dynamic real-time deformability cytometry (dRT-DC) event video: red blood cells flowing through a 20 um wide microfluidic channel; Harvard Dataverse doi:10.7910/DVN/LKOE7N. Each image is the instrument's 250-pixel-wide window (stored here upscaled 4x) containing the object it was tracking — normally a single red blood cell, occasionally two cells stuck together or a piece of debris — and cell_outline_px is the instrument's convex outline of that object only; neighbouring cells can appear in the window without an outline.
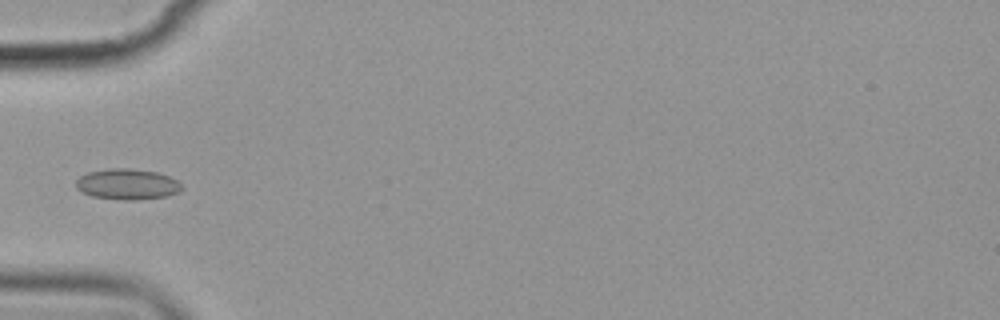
{"species": "common noctule bat (a hibernating species)", "species_latin": "Nyctalus noctula", "temperature_condition": "cold", "stored_images_in_passage": 13, "camera_frame_rate_fps": 3000, "um_per_image_px": 0.085, "animal": {"sex": "female", "body_mass_g": 19.9}, "frame": {"image": 1, "passage_image": 4, "time_ms": 4.333, "image_size_px": [1000, 320], "cell_outline_px": [[184, 188], [180, 192], [164, 196], [132, 200], [124, 200], [92, 196], [80, 192], [76, 188], [76, 180], [80, 176], [88, 172], [112, 168], [128, 168], [156, 172], [168, 176], [176, 180]], "centroid_in_image_um": [10.8, 15.66], "position_along_channel_um": 74.2, "area_um2": 18.84}}
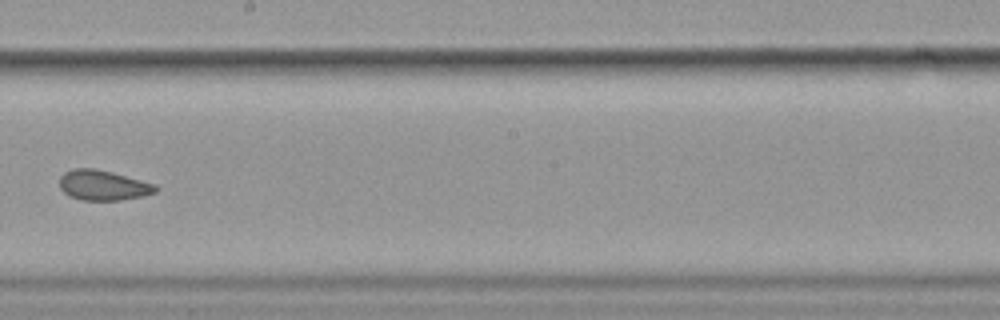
{"frame": {"image": 2, "passage_image": 8, "time_ms": 9.0, "image_size_px": [1000, 320], "cell_outline_px": [[160, 188], [156, 192], [140, 196], [120, 200], [80, 200], [68, 196], [60, 188], [60, 176], [64, 172], [72, 168], [96, 168], [112, 172], [156, 184]], "centroid_in_image_um": [8.75, 15.74], "position_along_channel_um": 239.5, "area_um2": 16.99}}
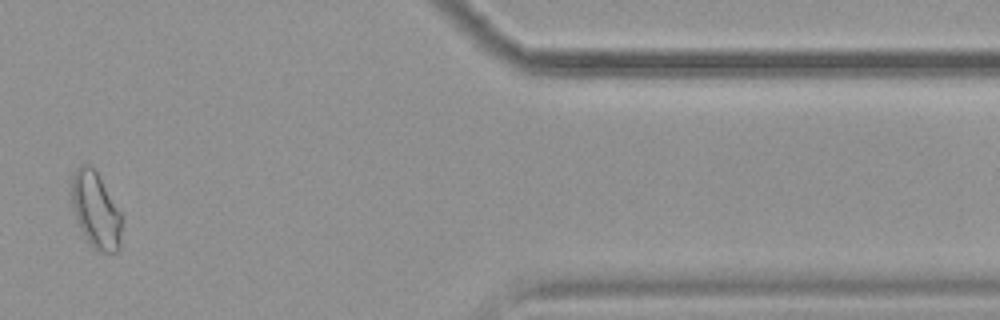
{"frame": {"image": 3, "passage_image": 12, "time_ms": 14.667, "image_size_px": [1000, 320], "cell_outline_px": [[120, 248], [116, 252], [100, 252], [92, 248], [84, 236], [76, 220], [72, 208], [72, 176], [76, 168], [80, 164], [88, 164], [96, 172], [120, 212]], "centroid_in_image_um": [8.1, 17.89], "position_along_channel_um": 403.3, "area_um2": 21.91}, "authors_computed_cell_mechanics": {"area_um2": 17.8602, "velocity_mm_per_s": 3.5483, "shape_relaxation_time_tau1_ms": null, "shape_relaxation_time_tau2_ms": 1.2575, "deformation_change_tau1": null, "deformation_change_tau2": 0.0704}}